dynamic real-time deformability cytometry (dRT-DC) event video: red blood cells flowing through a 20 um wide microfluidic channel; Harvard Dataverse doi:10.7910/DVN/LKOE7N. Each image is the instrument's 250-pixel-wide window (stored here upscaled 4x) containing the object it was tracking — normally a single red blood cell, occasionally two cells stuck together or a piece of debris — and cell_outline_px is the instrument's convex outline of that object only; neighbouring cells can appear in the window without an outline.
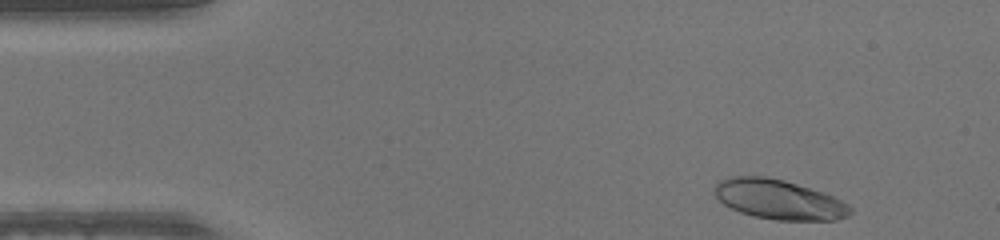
{"species": "human", "species_latin": "Homo sapiens", "temperature_condition": "warm", "stored_images_in_passage": 46, "camera_frame_rate_fps": 3000, "um_per_image_px": 0.085, "donor": {"sex": "male"}, "frame": {"image": 1, "passage_image": 2, "time_ms": 0.333, "image_size_px": [1000, 240], "cell_outline_px": [[852, 212], [848, 216], [836, 220], [776, 220], [752, 216], [740, 212], [724, 204], [716, 196], [716, 184], [720, 180], [732, 176], [764, 176], [784, 180], [832, 196], [848, 204], [852, 208]], "centroid_in_image_um": [66.21, 16.97], "position_along_channel_um": 18.8, "area_um2": 31.04}}
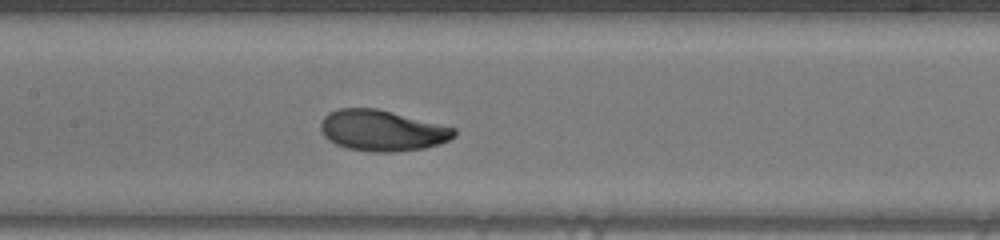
{"frame": {"image": 2, "passage_image": 20, "time_ms": 6.333, "image_size_px": [1000, 240], "cell_outline_px": [[456, 136], [440, 144], [424, 148], [396, 152], [372, 152], [348, 148], [336, 144], [328, 140], [324, 136], [320, 128], [320, 124], [324, 116], [328, 112], [340, 108], [376, 108], [456, 128]], "centroid_in_image_um": [32.47, 11.1], "position_along_channel_um": 174.9, "area_um2": 31.85}}
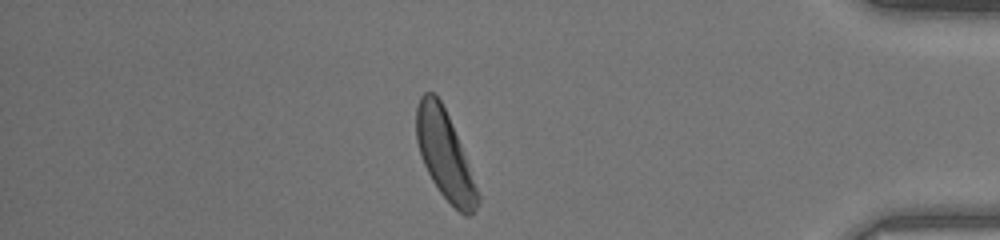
{"frame": {"image": 3, "passage_image": 39, "time_ms": 12.667, "image_size_px": [1000, 240], "cell_outline_px": [[480, 200], [476, 208], [468, 216], [464, 216], [440, 192], [432, 180], [424, 164], [416, 140], [416, 108], [420, 96], [424, 92], [432, 92], [440, 100], [448, 116], [460, 144], [480, 196]], "centroid_in_image_um": [37.79, 13.17], "position_along_channel_um": 397.4, "area_um2": 30.63}}